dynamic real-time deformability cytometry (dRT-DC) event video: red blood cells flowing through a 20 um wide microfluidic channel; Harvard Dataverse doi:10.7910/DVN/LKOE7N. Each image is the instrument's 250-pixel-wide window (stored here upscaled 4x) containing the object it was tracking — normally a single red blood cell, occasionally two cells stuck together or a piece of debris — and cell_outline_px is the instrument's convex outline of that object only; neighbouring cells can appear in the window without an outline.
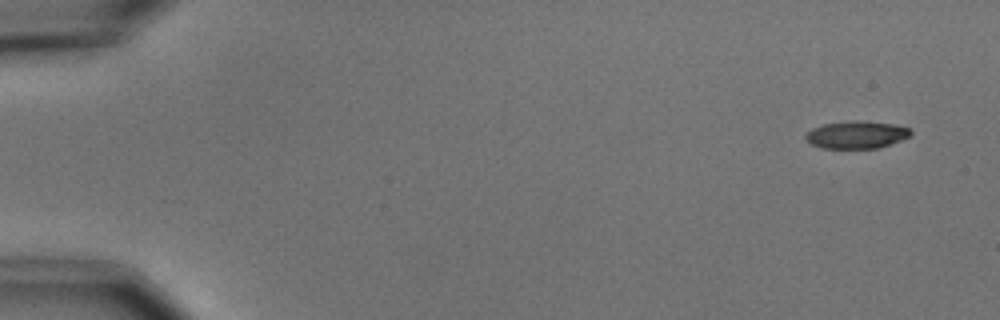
{"species": "common noctule bat (a hibernating species)", "species_latin": "Nyctalus noctula", "temperature_condition": "cold", "stored_images_in_passage": 5, "camera_frame_rate_fps": 3000, "um_per_image_px": 0.085, "animal": {"sex": "male", "body_mass_g": 15.6}, "frame": {"image": 1, "passage_image": 1, "time_ms": 0.0, "image_size_px": [1000, 320], "cell_outline_px": [[912, 132], [908, 136], [900, 140], [876, 148], [820, 148], [804, 140], [804, 136], [812, 128], [824, 124], [856, 120], [860, 120], [892, 124], [908, 128]], "centroid_in_image_um": [72.74, 11.45], "position_along_channel_um": 12.3, "area_um2": 16.59}}